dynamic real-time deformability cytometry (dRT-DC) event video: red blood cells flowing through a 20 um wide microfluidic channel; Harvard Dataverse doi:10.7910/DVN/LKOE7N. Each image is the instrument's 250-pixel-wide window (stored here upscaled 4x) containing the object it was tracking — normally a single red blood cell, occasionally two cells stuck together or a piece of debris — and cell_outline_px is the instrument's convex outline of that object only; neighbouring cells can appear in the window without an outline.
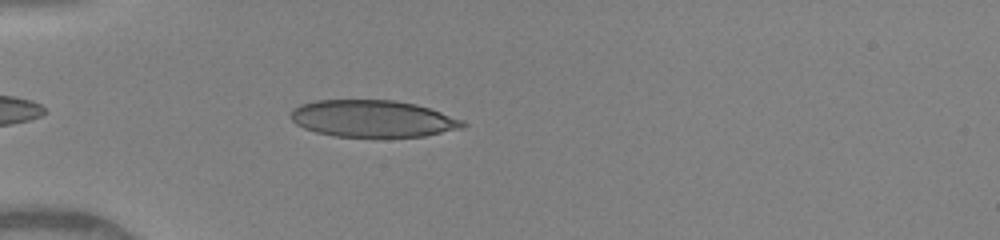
{"species": "human", "species_latin": "Homo sapiens", "temperature_condition": "warm", "stored_images_in_passage": 32, "camera_frame_rate_fps": 3000, "um_per_image_px": 0.085, "donor": {"sex": "female"}, "frame": {"image": 1, "passage_image": 1, "time_ms": 0.0, "image_size_px": [1000, 240], "cell_outline_px": [[468, 124], [464, 128], [424, 136], [336, 136], [316, 132], [304, 128], [296, 124], [288, 116], [292, 108], [300, 104], [316, 100], [392, 100], [416, 104], [464, 120]], "centroid_in_image_um": [31.66, 10.07], "position_along_channel_um": 53.3, "area_um2": 36.99}}
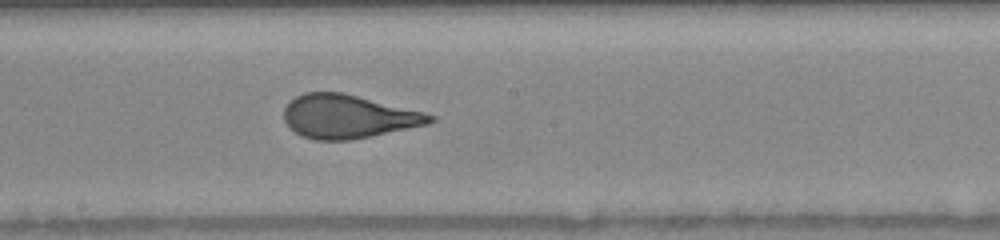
{"frame": {"image": 2, "passage_image": 14, "time_ms": 4.333, "image_size_px": [1000, 240], "cell_outline_px": [[436, 120], [428, 124], [372, 136], [352, 140], [316, 140], [300, 136], [288, 128], [284, 120], [284, 108], [296, 96], [304, 92], [344, 92], [424, 112], [436, 116]], "centroid_in_image_um": [29.58, 9.91], "position_along_channel_um": 218.6, "area_um2": 37.28}}
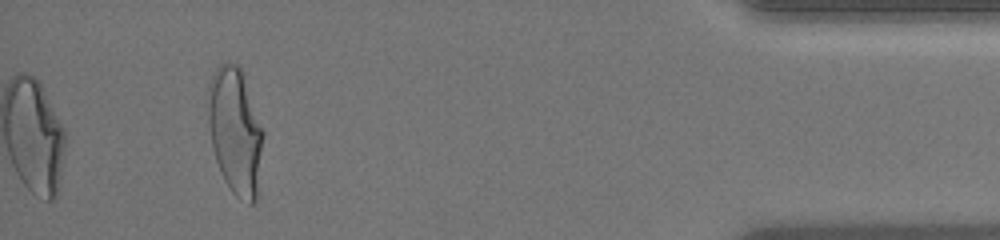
{"frame": {"image": 3, "passage_image": 32, "time_ms": 10.333, "image_size_px": [1000, 240], "cell_outline_px": [[264, 136], [256, 200], [252, 204], [248, 204], [236, 196], [228, 188], [220, 172], [212, 148], [208, 124], [208, 84], [216, 68], [220, 64], [236, 64], [244, 72], [264, 132]], "centroid_in_image_um": [20.0, 11.14], "position_along_channel_um": 415.2, "area_um2": 41.1}, "authors_computed_cell_mechanics": {"area_um2": 37.3388, "velocity_mm_per_s": 4.1459, "shape_relaxation_time_tau1_ms": 5.3689, "shape_relaxation_time_tau2_ms": null, "deformation_change_tau1": 0.238, "deformation_change_tau2": null}}